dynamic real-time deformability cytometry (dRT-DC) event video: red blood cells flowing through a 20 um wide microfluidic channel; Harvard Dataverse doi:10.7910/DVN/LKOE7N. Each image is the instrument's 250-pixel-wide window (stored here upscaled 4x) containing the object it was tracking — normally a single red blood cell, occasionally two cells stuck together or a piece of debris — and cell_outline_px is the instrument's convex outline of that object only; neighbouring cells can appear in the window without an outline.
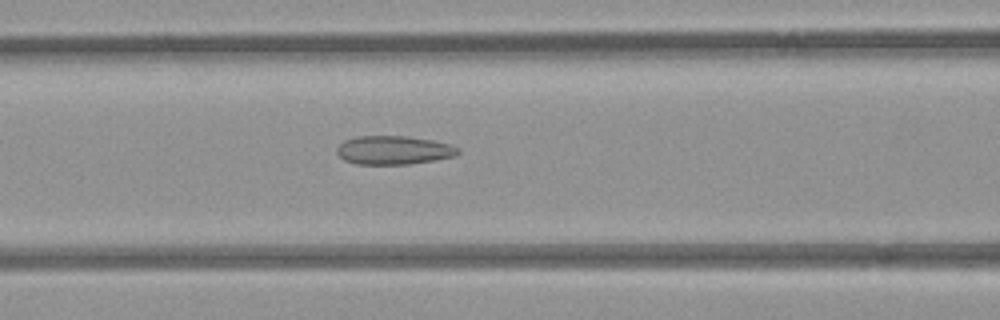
{"species": "common noctule bat (a hibernating species)", "species_latin": "Nyctalus noctula", "temperature_condition": "room temperature", "stored_images_in_passage": 39, "camera_frame_rate_fps": 3000, "um_per_image_px": 0.085, "animal": {"sex": "female", "body_mass_g": 21.9}, "frame": {"image": 1, "passage_image": 8, "time_ms": 2.333, "image_size_px": [1000, 320], "cell_outline_px": [[460, 152], [456, 156], [436, 160], [408, 164], [356, 164], [344, 160], [336, 152], [336, 148], [344, 140], [356, 136], [404, 136], [432, 140], [448, 144], [460, 148]], "centroid_in_image_um": [33.46, 12.76], "position_along_channel_um": 133.1, "area_um2": 20.29}}
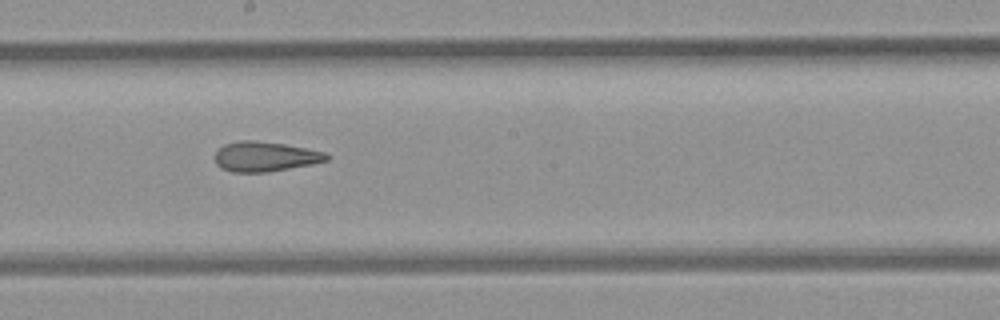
{"frame": {"image": 2, "passage_image": 15, "time_ms": 4.667, "image_size_px": [1000, 320], "cell_outline_px": [[332, 156], [328, 160], [312, 164], [268, 172], [232, 172], [220, 168], [216, 164], [216, 152], [224, 144], [240, 140], [256, 140], [284, 144], [328, 152]], "centroid_in_image_um": [22.57, 13.3], "position_along_channel_um": 225.6, "area_um2": 19.59}}
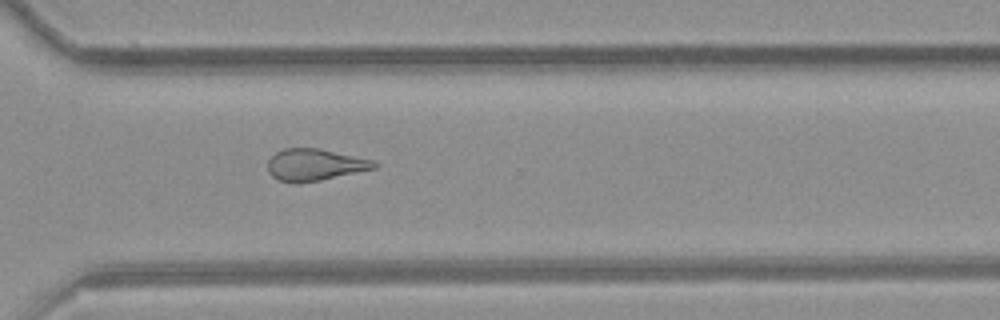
{"frame": {"image": 3, "passage_image": 24, "time_ms": 7.667, "image_size_px": [1000, 320], "cell_outline_px": [[376, 168], [320, 180], [296, 184], [292, 184], [280, 180], [272, 176], [268, 172], [268, 160], [276, 152], [284, 148], [320, 148], [372, 160], [376, 164]], "centroid_in_image_um": [26.71, 14.01], "position_along_channel_um": 343.9, "area_um2": 19.65}, "authors_computed_cell_mechanics": {"area_um2": 20.6346, "velocity_mm_per_s": 3.9541, "shape_relaxation_time_tau1_ms": null, "shape_relaxation_time_tau2_ms": 2.6168, "deformation_change_tau1": null, "deformation_change_tau2": 0.1217}}